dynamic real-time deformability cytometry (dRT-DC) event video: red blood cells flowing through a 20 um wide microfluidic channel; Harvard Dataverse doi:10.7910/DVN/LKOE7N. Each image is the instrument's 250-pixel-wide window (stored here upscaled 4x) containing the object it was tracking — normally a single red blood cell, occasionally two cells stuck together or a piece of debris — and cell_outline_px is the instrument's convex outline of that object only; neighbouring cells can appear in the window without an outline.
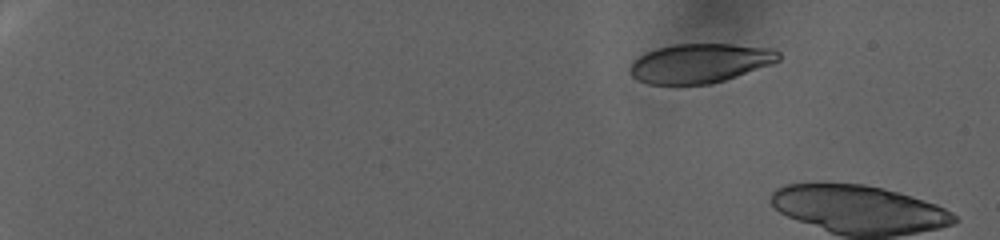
{"species": "human", "species_latin": "Homo sapiens", "temperature_condition": "warm", "stored_images_in_passage": 12, "camera_frame_rate_fps": 3000, "um_per_image_px": 0.085, "donor": {"sex": "female"}, "frame": {"image": 1, "passage_image": 1, "time_ms": 0.0, "image_size_px": [1000, 240], "cell_outline_px": [[780, 60], [772, 64], [712, 84], [648, 84], [636, 80], [632, 76], [628, 68], [640, 56], [656, 48], [676, 44], [732, 44], [772, 48], [780, 52]], "centroid_in_image_um": [59.51, 5.37], "position_along_channel_um": 25.5, "area_um2": 33.93}}